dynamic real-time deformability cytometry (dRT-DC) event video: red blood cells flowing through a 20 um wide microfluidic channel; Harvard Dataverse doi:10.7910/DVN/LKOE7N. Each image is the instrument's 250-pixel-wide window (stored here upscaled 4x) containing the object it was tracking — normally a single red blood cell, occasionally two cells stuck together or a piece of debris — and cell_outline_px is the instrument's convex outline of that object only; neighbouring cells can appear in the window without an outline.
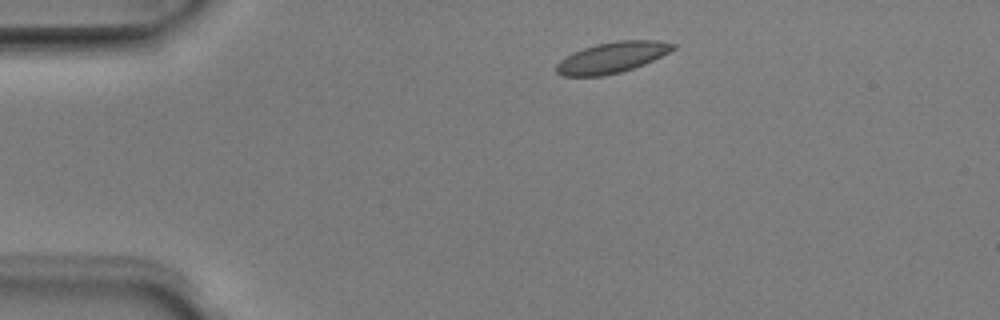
{"species": "Egyptian fruit bat (a non-hibernating species)", "species_latin": "Rousettus aegyptiacus", "temperature_condition": "room temperature", "stored_images_in_passage": 2, "camera_frame_rate_fps": 3000, "um_per_image_px": 0.085, "animal": {"sex": "male"}, "frame": {"image": 1, "passage_image": 2, "time_ms": 0.333, "image_size_px": [1000, 320], "cell_outline_px": [[676, 48], [644, 64], [620, 72], [604, 76], [560, 76], [556, 72], [556, 64], [564, 56], [572, 52], [596, 44], [616, 40], [660, 40], [676, 44]], "centroid_in_image_um": [51.99, 4.88], "position_along_channel_um": 33.0, "area_um2": 21.04}}